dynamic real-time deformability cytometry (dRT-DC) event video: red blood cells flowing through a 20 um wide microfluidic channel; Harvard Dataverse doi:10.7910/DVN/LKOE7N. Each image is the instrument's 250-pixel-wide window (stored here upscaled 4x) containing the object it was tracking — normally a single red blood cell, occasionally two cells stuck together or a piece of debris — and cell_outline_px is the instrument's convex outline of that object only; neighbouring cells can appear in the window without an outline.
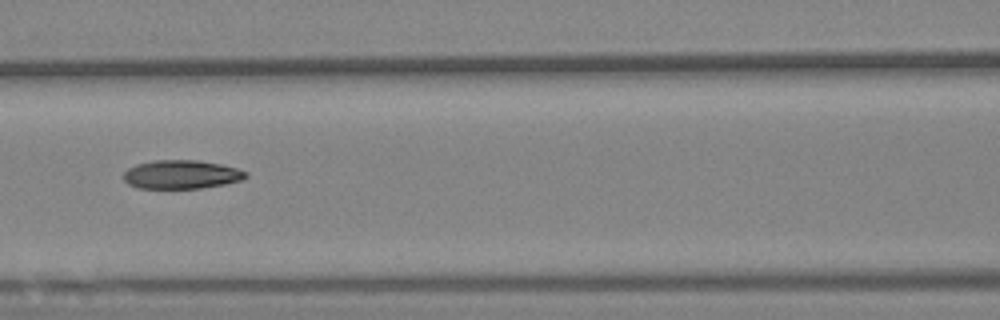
{"species": "Egyptian fruit bat (a non-hibernating species)", "species_latin": "Rousettus aegyptiacus", "temperature_condition": "warm", "stored_images_in_passage": 11, "camera_frame_rate_fps": 3000, "um_per_image_px": 0.085, "animal": {"sex": "female"}, "frame": {"image": 1, "passage_image": 8, "time_ms": 9.0, "image_size_px": [1000, 320], "cell_outline_px": [[248, 176], [240, 180], [224, 184], [200, 188], [140, 188], [128, 184], [124, 180], [124, 172], [128, 168], [136, 164], [152, 160], [196, 160], [220, 164], [236, 168], [248, 172]], "centroid_in_image_um": [15.4, 14.82], "position_along_channel_um": 151.2, "area_um2": 20.35}}
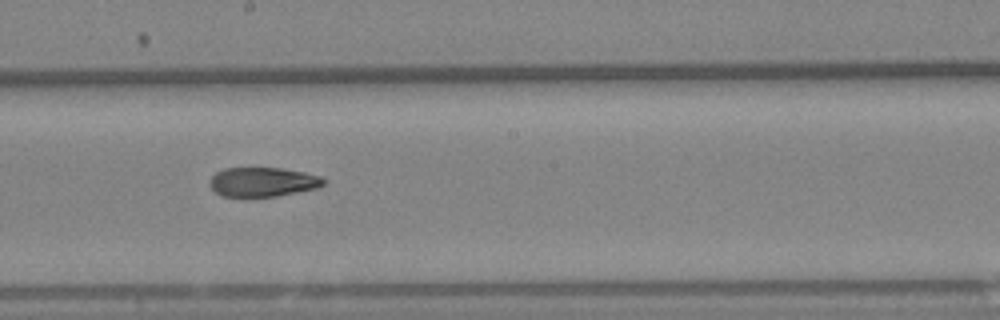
{"frame": {"image": 2, "passage_image": 10, "time_ms": 11.333, "image_size_px": [1000, 320], "cell_outline_px": [[324, 184], [316, 188], [276, 196], [224, 196], [216, 192], [208, 184], [208, 180], [216, 172], [224, 168], [280, 168], [304, 172], [320, 176], [324, 180]], "centroid_in_image_um": [22.29, 15.45], "position_along_channel_um": 225.9, "area_um2": 19.25}}
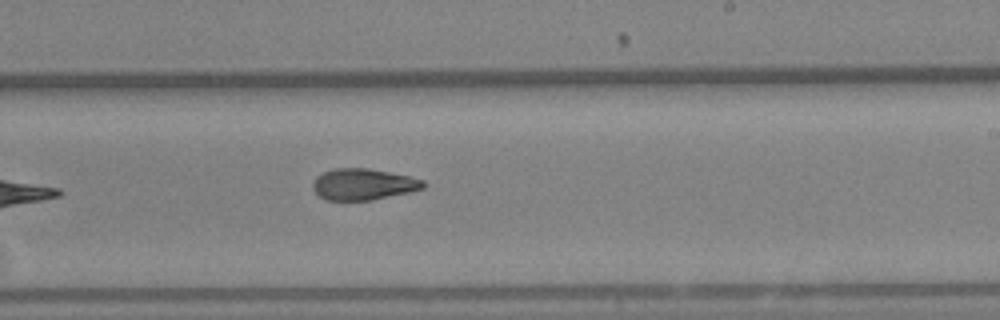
{"frame": {"image": 3, "passage_image": 11, "time_ms": 12.333, "image_size_px": [1000, 320], "cell_outline_px": [[428, 184], [424, 188], [408, 192], [372, 200], [324, 200], [312, 188], [312, 184], [316, 176], [324, 172], [336, 168], [368, 168], [408, 176], [424, 180]], "centroid_in_image_um": [30.87, 15.66], "position_along_channel_um": 258.1, "area_um2": 20.11}}